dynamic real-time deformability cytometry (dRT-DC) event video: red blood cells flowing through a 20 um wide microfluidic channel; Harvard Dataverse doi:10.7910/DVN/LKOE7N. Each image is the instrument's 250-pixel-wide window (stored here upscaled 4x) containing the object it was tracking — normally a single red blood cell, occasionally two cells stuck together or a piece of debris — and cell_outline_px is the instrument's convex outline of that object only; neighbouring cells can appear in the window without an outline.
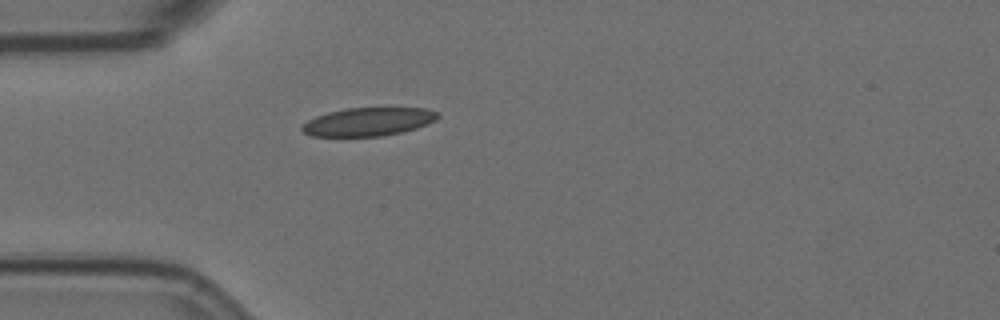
{"species": "Egyptian fruit bat (a non-hibernating species)", "species_latin": "Rousettus aegyptiacus", "temperature_condition": "room temperature", "stored_images_in_passage": 1, "camera_frame_rate_fps": 3000, "um_per_image_px": 0.085, "animal": {"sex": "female"}, "frame": {"image": 1, "passage_image": 1, "time_ms": 0.0, "image_size_px": [1000, 320], "cell_outline_px": [[440, 116], [436, 120], [428, 124], [404, 132], [380, 136], [312, 136], [304, 132], [300, 128], [308, 120], [316, 116], [328, 112], [348, 108], [424, 108], [436, 112]], "centroid_in_image_um": [31.32, 10.35], "position_along_channel_um": 53.7, "area_um2": 22.31}}